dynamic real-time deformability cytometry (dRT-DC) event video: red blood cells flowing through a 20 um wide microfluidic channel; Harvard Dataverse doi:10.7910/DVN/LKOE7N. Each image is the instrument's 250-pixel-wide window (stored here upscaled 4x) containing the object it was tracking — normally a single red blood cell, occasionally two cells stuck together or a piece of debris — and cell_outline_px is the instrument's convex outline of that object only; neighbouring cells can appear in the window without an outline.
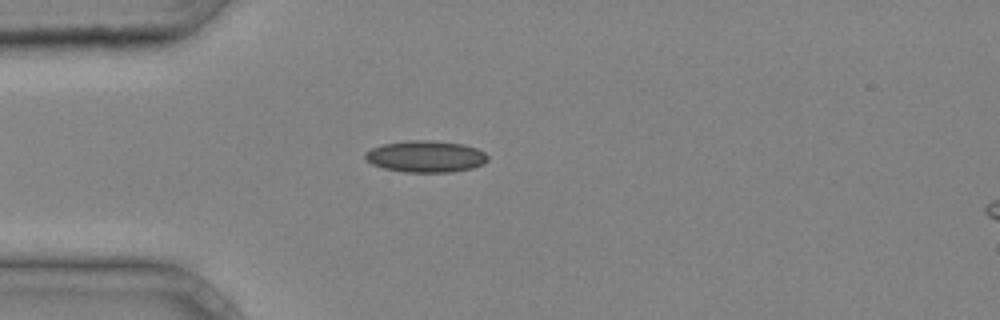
{"species": "common noctule bat (a hibernating species)", "species_latin": "Nyctalus noctula", "temperature_condition": "cold", "stored_images_in_passage": 41, "camera_frame_rate_fps": 3000, "um_per_image_px": 0.085, "animal": {"sex": "male", "body_mass_g": 20.4}, "frame": {"image": 1, "passage_image": 11, "time_ms": 3.333, "image_size_px": [1000, 320], "cell_outline_px": [[488, 160], [484, 164], [472, 168], [452, 172], [404, 172], [384, 168], [372, 164], [364, 160], [364, 152], [372, 148], [384, 144], [408, 140], [432, 140], [464, 144], [476, 148], [484, 152], [488, 156]], "centroid_in_image_um": [36.18, 13.3], "position_along_channel_um": 48.8, "area_um2": 22.77}}
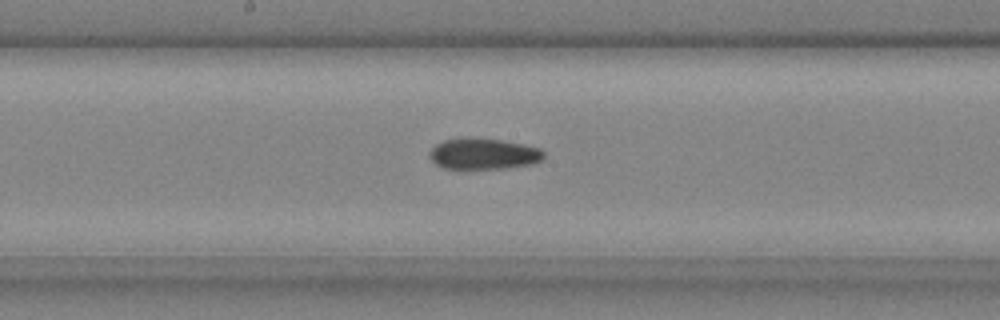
{"frame": {"image": 2, "passage_image": 22, "time_ms": 7.0, "image_size_px": [1000, 320], "cell_outline_px": [[544, 156], [540, 160], [532, 164], [504, 168], [456, 172], [444, 168], [436, 164], [428, 156], [428, 152], [436, 144], [444, 140], [464, 136], [500, 140], [524, 144], [540, 148], [544, 152]], "centroid_in_image_um": [41.01, 13.11], "position_along_channel_um": 207.2, "area_um2": 21.62}}
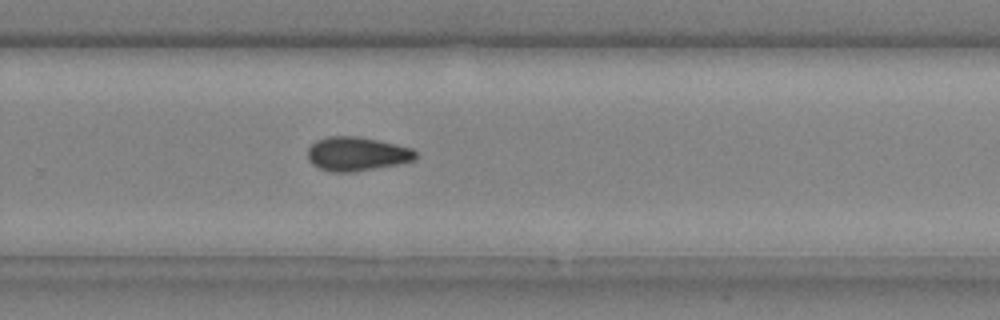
{"frame": {"image": 3, "passage_image": 28, "time_ms": 9.0, "image_size_px": [1000, 320], "cell_outline_px": [[416, 160], [400, 164], [352, 172], [332, 172], [320, 168], [312, 164], [308, 160], [308, 148], [316, 140], [328, 136], [356, 136], [396, 144], [412, 148], [416, 152]], "centroid_in_image_um": [30.33, 13.08], "position_along_channel_um": 299.5, "area_um2": 21.39}}